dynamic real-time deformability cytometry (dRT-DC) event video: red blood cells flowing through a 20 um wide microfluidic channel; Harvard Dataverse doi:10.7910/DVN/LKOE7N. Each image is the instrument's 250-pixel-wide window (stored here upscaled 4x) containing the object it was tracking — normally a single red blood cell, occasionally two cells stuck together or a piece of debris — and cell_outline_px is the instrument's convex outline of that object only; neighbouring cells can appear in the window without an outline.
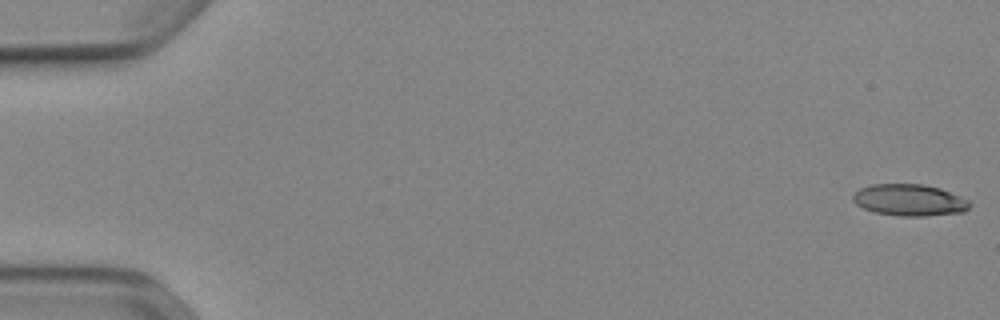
{"species": "Egyptian fruit bat (a non-hibernating species)", "species_latin": "Rousettus aegyptiacus", "temperature_condition": "cold", "stored_images_in_passage": 52, "camera_frame_rate_fps": 3000, "um_per_image_px": 0.085, "animal": {"sex": "female"}, "frame": {"image": 1, "passage_image": 1, "time_ms": 0.0, "image_size_px": [1000, 320], "cell_outline_px": [[972, 204], [964, 212], [924, 216], [900, 216], [876, 212], [864, 208], [856, 204], [852, 200], [852, 196], [860, 188], [872, 184], [924, 184], [940, 188], [960, 196], [968, 200]], "centroid_in_image_um": [77.31, 17.0], "position_along_channel_um": 7.7, "area_um2": 21.5}}
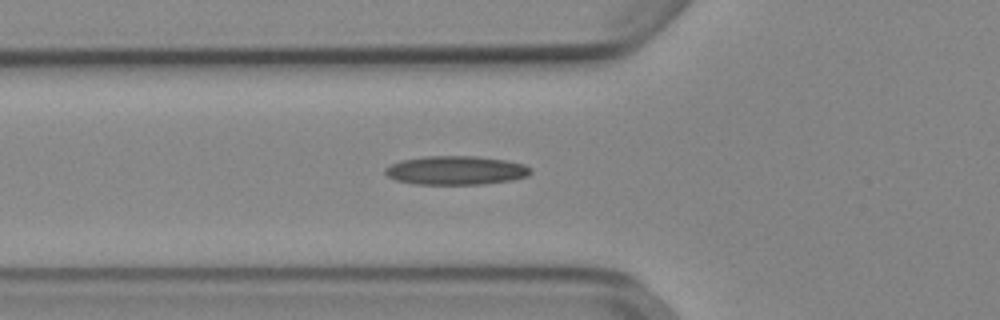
{"frame": {"image": 2, "passage_image": 19, "time_ms": 6.0, "image_size_px": [1000, 320], "cell_outline_px": [[532, 172], [528, 176], [512, 180], [484, 184], [416, 184], [396, 180], [388, 176], [384, 172], [384, 168], [400, 160], [424, 156], [476, 156], [504, 160], [524, 164], [532, 168]], "centroid_in_image_um": [38.76, 14.48], "position_along_channel_um": 87.0, "area_um2": 24.51}}
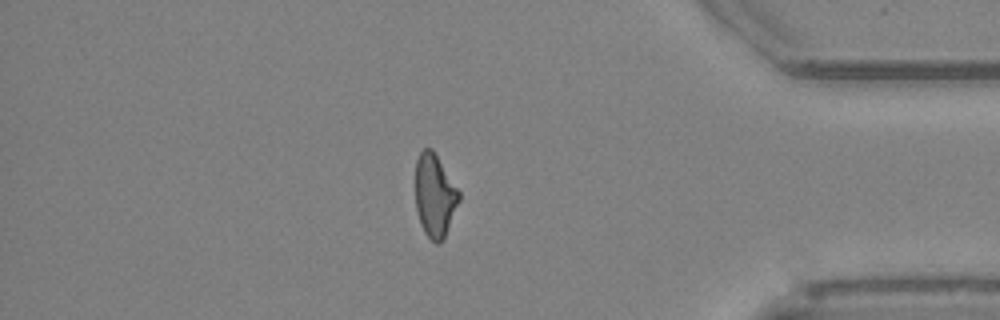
{"frame": {"image": 3, "passage_image": 45, "time_ms": 14.667, "image_size_px": [1000, 320], "cell_outline_px": [[460, 200], [444, 240], [440, 244], [436, 244], [424, 232], [420, 224], [416, 208], [416, 160], [420, 152], [424, 148], [432, 148], [460, 192]], "centroid_in_image_um": [36.96, 16.65], "position_along_channel_um": 398.2, "area_um2": 21.15}, "authors_computed_cell_mechanics": {"area_um2": 22.0218, "velocity_mm_per_s": 3.9278, "shape_relaxation_time_tau1_ms": 10.0057, "shape_relaxation_time_tau2_ms": 3.7137, "deformation_change_tau1": 0.2424, "deformation_change_tau2": 0.1285}}